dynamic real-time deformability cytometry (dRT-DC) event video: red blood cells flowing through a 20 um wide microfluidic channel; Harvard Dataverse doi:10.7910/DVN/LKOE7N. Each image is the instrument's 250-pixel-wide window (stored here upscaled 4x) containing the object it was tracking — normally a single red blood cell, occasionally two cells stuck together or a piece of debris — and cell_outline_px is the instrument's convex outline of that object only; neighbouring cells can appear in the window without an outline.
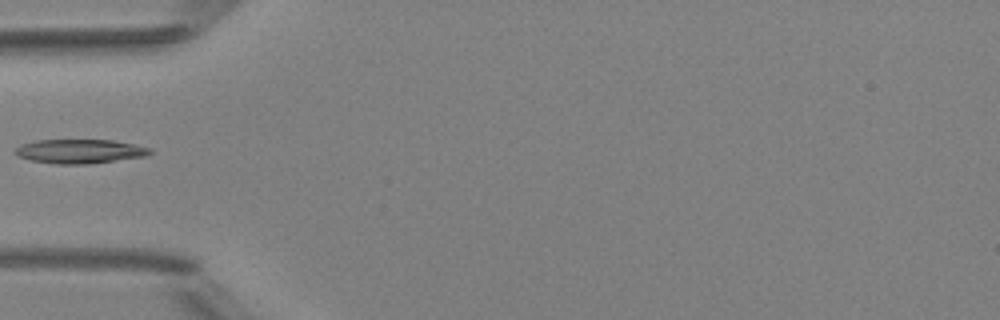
{"species": "Egyptian fruit bat (a non-hibernating species)", "species_latin": "Rousettus aegyptiacus", "temperature_condition": "room temperature", "stored_images_in_passage": 3, "camera_frame_rate_fps": 3000, "um_per_image_px": 0.085, "animal": {"sex": "female"}, "frame": {"image": 1, "passage_image": 2, "time_ms": 1.333, "image_size_px": [1000, 320], "cell_outline_px": [[152, 152], [148, 156], [88, 164], [56, 164], [32, 160], [16, 156], [12, 152], [20, 144], [36, 140], [112, 140], [152, 148]], "centroid_in_image_um": [6.77, 12.86], "position_along_channel_um": 78.2, "area_um2": 19.07}}
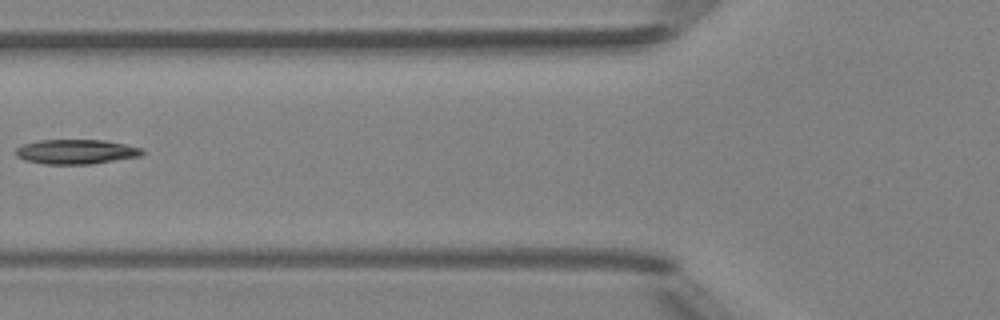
{"frame": {"image": 2, "passage_image": 3, "time_ms": 2.333, "image_size_px": [1000, 320], "cell_outline_px": [[144, 152], [140, 156], [92, 164], [44, 164], [24, 160], [16, 156], [16, 148], [24, 144], [40, 140], [104, 140], [124, 144], [140, 148]], "centroid_in_image_um": [6.44, 12.9], "position_along_channel_um": 119.4, "area_um2": 18.03}}